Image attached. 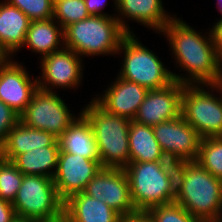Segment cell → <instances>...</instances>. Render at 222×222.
Wrapping results in <instances>:
<instances>
[{"mask_svg":"<svg viewBox=\"0 0 222 222\" xmlns=\"http://www.w3.org/2000/svg\"><path fill=\"white\" fill-rule=\"evenodd\" d=\"M212 40L214 43V47L216 49V53L218 58L222 62V19L213 25L212 29H210Z\"/></svg>","mask_w":222,"mask_h":222,"instance_id":"obj_31","label":"cell"},{"mask_svg":"<svg viewBox=\"0 0 222 222\" xmlns=\"http://www.w3.org/2000/svg\"><path fill=\"white\" fill-rule=\"evenodd\" d=\"M218 6H219V11L221 12V14H222V0H218ZM221 19H222V17H221Z\"/></svg>","mask_w":222,"mask_h":222,"instance_id":"obj_39","label":"cell"},{"mask_svg":"<svg viewBox=\"0 0 222 222\" xmlns=\"http://www.w3.org/2000/svg\"><path fill=\"white\" fill-rule=\"evenodd\" d=\"M82 112L90 121L103 167L124 168L129 164V125L131 120L107 112L94 99Z\"/></svg>","mask_w":222,"mask_h":222,"instance_id":"obj_4","label":"cell"},{"mask_svg":"<svg viewBox=\"0 0 222 222\" xmlns=\"http://www.w3.org/2000/svg\"><path fill=\"white\" fill-rule=\"evenodd\" d=\"M153 133L168 160L196 161L202 138L182 115L153 126Z\"/></svg>","mask_w":222,"mask_h":222,"instance_id":"obj_10","label":"cell"},{"mask_svg":"<svg viewBox=\"0 0 222 222\" xmlns=\"http://www.w3.org/2000/svg\"><path fill=\"white\" fill-rule=\"evenodd\" d=\"M114 81L102 97L93 99L107 112L133 120L149 90L118 76Z\"/></svg>","mask_w":222,"mask_h":222,"instance_id":"obj_16","label":"cell"},{"mask_svg":"<svg viewBox=\"0 0 222 222\" xmlns=\"http://www.w3.org/2000/svg\"><path fill=\"white\" fill-rule=\"evenodd\" d=\"M122 222H154L152 217L146 211H137L132 215L123 218Z\"/></svg>","mask_w":222,"mask_h":222,"instance_id":"obj_34","label":"cell"},{"mask_svg":"<svg viewBox=\"0 0 222 222\" xmlns=\"http://www.w3.org/2000/svg\"><path fill=\"white\" fill-rule=\"evenodd\" d=\"M162 32L169 41L176 63L189 74V77H182L172 72L174 81L184 85H212L222 62L216 53L211 32L200 35L201 32L175 16Z\"/></svg>","mask_w":222,"mask_h":222,"instance_id":"obj_1","label":"cell"},{"mask_svg":"<svg viewBox=\"0 0 222 222\" xmlns=\"http://www.w3.org/2000/svg\"><path fill=\"white\" fill-rule=\"evenodd\" d=\"M196 162L222 180V136L202 138Z\"/></svg>","mask_w":222,"mask_h":222,"instance_id":"obj_25","label":"cell"},{"mask_svg":"<svg viewBox=\"0 0 222 222\" xmlns=\"http://www.w3.org/2000/svg\"><path fill=\"white\" fill-rule=\"evenodd\" d=\"M129 163L170 161L156 140L153 127L131 120L129 125Z\"/></svg>","mask_w":222,"mask_h":222,"instance_id":"obj_23","label":"cell"},{"mask_svg":"<svg viewBox=\"0 0 222 222\" xmlns=\"http://www.w3.org/2000/svg\"><path fill=\"white\" fill-rule=\"evenodd\" d=\"M64 214L70 222H122L123 217L101 202L83 192L64 201Z\"/></svg>","mask_w":222,"mask_h":222,"instance_id":"obj_20","label":"cell"},{"mask_svg":"<svg viewBox=\"0 0 222 222\" xmlns=\"http://www.w3.org/2000/svg\"><path fill=\"white\" fill-rule=\"evenodd\" d=\"M146 212L154 222H202L176 202L154 206Z\"/></svg>","mask_w":222,"mask_h":222,"instance_id":"obj_28","label":"cell"},{"mask_svg":"<svg viewBox=\"0 0 222 222\" xmlns=\"http://www.w3.org/2000/svg\"><path fill=\"white\" fill-rule=\"evenodd\" d=\"M83 193L105 202L123 218L137 212L131 200L129 182L123 168L103 167L88 182Z\"/></svg>","mask_w":222,"mask_h":222,"instance_id":"obj_11","label":"cell"},{"mask_svg":"<svg viewBox=\"0 0 222 222\" xmlns=\"http://www.w3.org/2000/svg\"><path fill=\"white\" fill-rule=\"evenodd\" d=\"M103 168L100 159L60 152L53 177L59 197L65 201L83 192L88 182Z\"/></svg>","mask_w":222,"mask_h":222,"instance_id":"obj_12","label":"cell"},{"mask_svg":"<svg viewBox=\"0 0 222 222\" xmlns=\"http://www.w3.org/2000/svg\"><path fill=\"white\" fill-rule=\"evenodd\" d=\"M6 59H7V57L0 50V62L5 61Z\"/></svg>","mask_w":222,"mask_h":222,"instance_id":"obj_38","label":"cell"},{"mask_svg":"<svg viewBox=\"0 0 222 222\" xmlns=\"http://www.w3.org/2000/svg\"><path fill=\"white\" fill-rule=\"evenodd\" d=\"M12 222H34V221L17 217Z\"/></svg>","mask_w":222,"mask_h":222,"instance_id":"obj_37","label":"cell"},{"mask_svg":"<svg viewBox=\"0 0 222 222\" xmlns=\"http://www.w3.org/2000/svg\"><path fill=\"white\" fill-rule=\"evenodd\" d=\"M176 168L177 163L173 161L131 162L123 168L136 211L174 202Z\"/></svg>","mask_w":222,"mask_h":222,"instance_id":"obj_3","label":"cell"},{"mask_svg":"<svg viewBox=\"0 0 222 222\" xmlns=\"http://www.w3.org/2000/svg\"><path fill=\"white\" fill-rule=\"evenodd\" d=\"M70 112L58 94L38 88L20 115V121L27 127L47 131L59 138L77 119Z\"/></svg>","mask_w":222,"mask_h":222,"instance_id":"obj_9","label":"cell"},{"mask_svg":"<svg viewBox=\"0 0 222 222\" xmlns=\"http://www.w3.org/2000/svg\"><path fill=\"white\" fill-rule=\"evenodd\" d=\"M19 121L20 115L0 100V145Z\"/></svg>","mask_w":222,"mask_h":222,"instance_id":"obj_30","label":"cell"},{"mask_svg":"<svg viewBox=\"0 0 222 222\" xmlns=\"http://www.w3.org/2000/svg\"><path fill=\"white\" fill-rule=\"evenodd\" d=\"M81 59L73 50L65 47L43 57L40 64L42 77L37 78L38 88L50 92H53L55 86L77 88L83 73Z\"/></svg>","mask_w":222,"mask_h":222,"instance_id":"obj_13","label":"cell"},{"mask_svg":"<svg viewBox=\"0 0 222 222\" xmlns=\"http://www.w3.org/2000/svg\"><path fill=\"white\" fill-rule=\"evenodd\" d=\"M78 116L58 138L60 152L77 154L87 159H100L90 121L82 112Z\"/></svg>","mask_w":222,"mask_h":222,"instance_id":"obj_21","label":"cell"},{"mask_svg":"<svg viewBox=\"0 0 222 222\" xmlns=\"http://www.w3.org/2000/svg\"><path fill=\"white\" fill-rule=\"evenodd\" d=\"M133 33H127L118 48L117 55L124 51L123 67L118 77L137 83L148 90L171 84L172 72L163 65L155 53L142 45Z\"/></svg>","mask_w":222,"mask_h":222,"instance_id":"obj_6","label":"cell"},{"mask_svg":"<svg viewBox=\"0 0 222 222\" xmlns=\"http://www.w3.org/2000/svg\"><path fill=\"white\" fill-rule=\"evenodd\" d=\"M17 218L12 202L0 198V222H12Z\"/></svg>","mask_w":222,"mask_h":222,"instance_id":"obj_32","label":"cell"},{"mask_svg":"<svg viewBox=\"0 0 222 222\" xmlns=\"http://www.w3.org/2000/svg\"><path fill=\"white\" fill-rule=\"evenodd\" d=\"M8 4L19 8L31 21L53 18L52 0H5Z\"/></svg>","mask_w":222,"mask_h":222,"instance_id":"obj_29","label":"cell"},{"mask_svg":"<svg viewBox=\"0 0 222 222\" xmlns=\"http://www.w3.org/2000/svg\"><path fill=\"white\" fill-rule=\"evenodd\" d=\"M39 222H70L69 218L63 213L57 218H54L52 220H46V221H39Z\"/></svg>","mask_w":222,"mask_h":222,"instance_id":"obj_36","label":"cell"},{"mask_svg":"<svg viewBox=\"0 0 222 222\" xmlns=\"http://www.w3.org/2000/svg\"><path fill=\"white\" fill-rule=\"evenodd\" d=\"M12 205L17 217L34 222L52 220L64 213V201L53 178L42 175H23Z\"/></svg>","mask_w":222,"mask_h":222,"instance_id":"obj_7","label":"cell"},{"mask_svg":"<svg viewBox=\"0 0 222 222\" xmlns=\"http://www.w3.org/2000/svg\"><path fill=\"white\" fill-rule=\"evenodd\" d=\"M205 87H206V89L212 88V90H210V91H213V89H215L218 92L220 90L218 93H220V95L222 94V66H221L220 70L218 71L215 82L212 85H206ZM207 87H209V88H207Z\"/></svg>","mask_w":222,"mask_h":222,"instance_id":"obj_35","label":"cell"},{"mask_svg":"<svg viewBox=\"0 0 222 222\" xmlns=\"http://www.w3.org/2000/svg\"><path fill=\"white\" fill-rule=\"evenodd\" d=\"M59 153V147H42L18 154L12 162L23 175H42L53 178Z\"/></svg>","mask_w":222,"mask_h":222,"instance_id":"obj_24","label":"cell"},{"mask_svg":"<svg viewBox=\"0 0 222 222\" xmlns=\"http://www.w3.org/2000/svg\"><path fill=\"white\" fill-rule=\"evenodd\" d=\"M42 147H59L58 138L47 131L27 127L19 121L0 145V157L12 161L18 154Z\"/></svg>","mask_w":222,"mask_h":222,"instance_id":"obj_18","label":"cell"},{"mask_svg":"<svg viewBox=\"0 0 222 222\" xmlns=\"http://www.w3.org/2000/svg\"><path fill=\"white\" fill-rule=\"evenodd\" d=\"M30 23L19 8L0 2V50L7 58L23 47Z\"/></svg>","mask_w":222,"mask_h":222,"instance_id":"obj_19","label":"cell"},{"mask_svg":"<svg viewBox=\"0 0 222 222\" xmlns=\"http://www.w3.org/2000/svg\"><path fill=\"white\" fill-rule=\"evenodd\" d=\"M38 89L28 71L18 62L7 58L0 62V100L21 115Z\"/></svg>","mask_w":222,"mask_h":222,"instance_id":"obj_15","label":"cell"},{"mask_svg":"<svg viewBox=\"0 0 222 222\" xmlns=\"http://www.w3.org/2000/svg\"><path fill=\"white\" fill-rule=\"evenodd\" d=\"M115 7H117V0L114 1ZM87 11L90 15H97V16H107L108 13H102V9L105 7L106 1L105 0H85Z\"/></svg>","mask_w":222,"mask_h":222,"instance_id":"obj_33","label":"cell"},{"mask_svg":"<svg viewBox=\"0 0 222 222\" xmlns=\"http://www.w3.org/2000/svg\"><path fill=\"white\" fill-rule=\"evenodd\" d=\"M23 180L15 164L0 157V198L13 202Z\"/></svg>","mask_w":222,"mask_h":222,"instance_id":"obj_27","label":"cell"},{"mask_svg":"<svg viewBox=\"0 0 222 222\" xmlns=\"http://www.w3.org/2000/svg\"><path fill=\"white\" fill-rule=\"evenodd\" d=\"M115 15H90L70 24L64 29V47L73 50L80 57L117 54L127 33Z\"/></svg>","mask_w":222,"mask_h":222,"instance_id":"obj_5","label":"cell"},{"mask_svg":"<svg viewBox=\"0 0 222 222\" xmlns=\"http://www.w3.org/2000/svg\"><path fill=\"white\" fill-rule=\"evenodd\" d=\"M174 202L202 222H222V180L196 161L178 162Z\"/></svg>","mask_w":222,"mask_h":222,"instance_id":"obj_2","label":"cell"},{"mask_svg":"<svg viewBox=\"0 0 222 222\" xmlns=\"http://www.w3.org/2000/svg\"><path fill=\"white\" fill-rule=\"evenodd\" d=\"M183 83L173 81L166 87L149 90L140 104L134 121L155 126L181 116Z\"/></svg>","mask_w":222,"mask_h":222,"instance_id":"obj_14","label":"cell"},{"mask_svg":"<svg viewBox=\"0 0 222 222\" xmlns=\"http://www.w3.org/2000/svg\"><path fill=\"white\" fill-rule=\"evenodd\" d=\"M199 86L183 87L181 115L201 138L222 136V97Z\"/></svg>","mask_w":222,"mask_h":222,"instance_id":"obj_8","label":"cell"},{"mask_svg":"<svg viewBox=\"0 0 222 222\" xmlns=\"http://www.w3.org/2000/svg\"><path fill=\"white\" fill-rule=\"evenodd\" d=\"M162 3V0H117L116 9L119 11L118 14L121 15L115 17L126 33H132V31L123 18H129L144 27L158 30L156 32L160 33L173 18L164 10Z\"/></svg>","mask_w":222,"mask_h":222,"instance_id":"obj_17","label":"cell"},{"mask_svg":"<svg viewBox=\"0 0 222 222\" xmlns=\"http://www.w3.org/2000/svg\"><path fill=\"white\" fill-rule=\"evenodd\" d=\"M89 16L85 0H56L54 2L53 19L63 29Z\"/></svg>","mask_w":222,"mask_h":222,"instance_id":"obj_26","label":"cell"},{"mask_svg":"<svg viewBox=\"0 0 222 222\" xmlns=\"http://www.w3.org/2000/svg\"><path fill=\"white\" fill-rule=\"evenodd\" d=\"M57 23L53 18L31 21L23 47L27 46L32 52L40 53V56L43 55L41 57L63 49L64 29Z\"/></svg>","mask_w":222,"mask_h":222,"instance_id":"obj_22","label":"cell"}]
</instances>
